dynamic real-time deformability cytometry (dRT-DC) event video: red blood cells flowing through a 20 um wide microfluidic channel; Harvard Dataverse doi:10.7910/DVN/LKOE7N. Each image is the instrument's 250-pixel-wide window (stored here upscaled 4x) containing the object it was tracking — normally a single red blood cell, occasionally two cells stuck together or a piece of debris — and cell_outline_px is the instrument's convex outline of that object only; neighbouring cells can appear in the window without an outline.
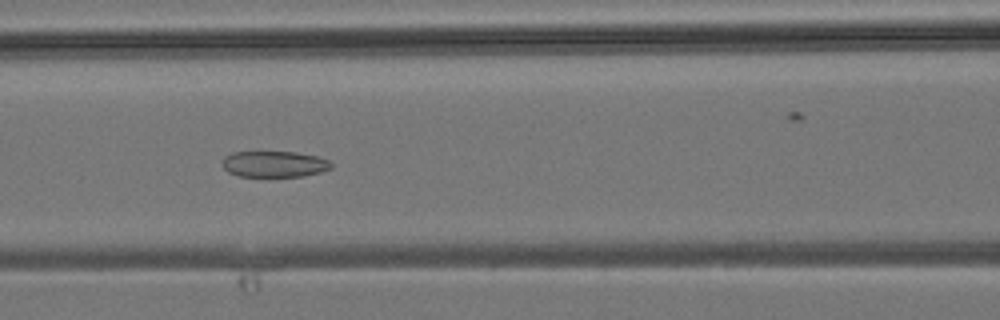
{"species": "common noctule bat (a hibernating species)", "species_latin": "Nyctalus noctula", "temperature_condition": "room temperature", "stored_images_in_passage": 37, "camera_frame_rate_fps": 3000, "um_per_image_px": 0.085, "animal": {"sex": "male", "body_mass_g": 19.2, "forearm_length_mm": 51.8}, "frame": {"image": 1, "passage_image": 11, "time_ms": 3.333, "image_size_px": [1000, 320], "cell_outline_px": [[332, 168], [320, 172], [304, 176], [240, 176], [228, 172], [224, 168], [224, 156], [232, 152], [296, 152], [320, 156], [328, 160], [332, 164]], "centroid_in_image_um": [23.35, 13.94], "position_along_channel_um": 143.2, "area_um2": 16.53}}
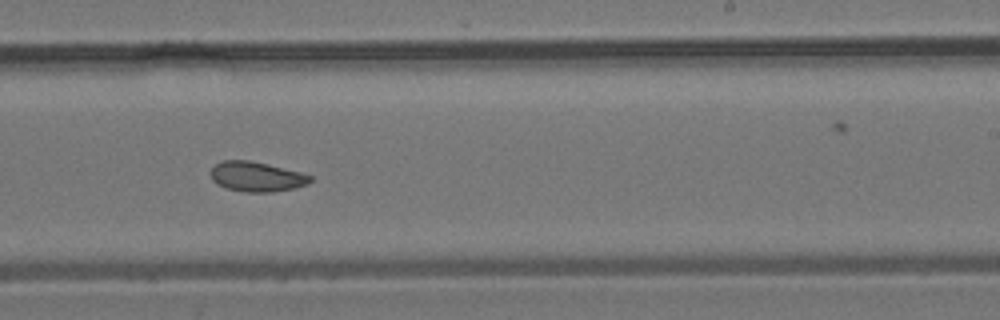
{"frame": {"image": 2, "passage_image": 19, "time_ms": 6.0, "image_size_px": [1000, 320], "cell_outline_px": [[312, 180], [308, 184], [296, 188], [272, 192], [244, 192], [224, 188], [216, 184], [212, 180], [212, 168], [220, 160], [248, 160], [268, 164], [300, 172], [312, 176]], "centroid_in_image_um": [21.81, 15.02], "position_along_channel_um": 267.2, "area_um2": 17.46}}
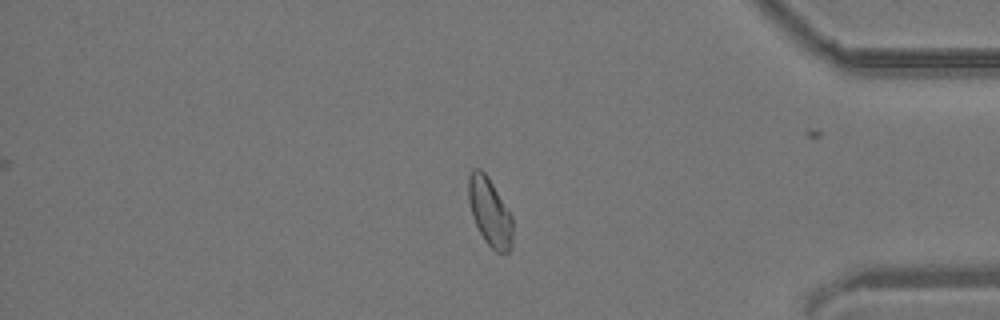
{"frame": {"image": 3, "passage_image": 29, "time_ms": 9.333, "image_size_px": [1000, 320], "cell_outline_px": [[512, 248], [508, 252], [496, 252], [484, 240], [472, 216], [468, 200], [468, 176], [472, 168], [480, 168], [488, 176], [512, 216]], "centroid_in_image_um": [41.62, 18.0], "position_along_channel_um": 393.6, "area_um2": 17.57}}